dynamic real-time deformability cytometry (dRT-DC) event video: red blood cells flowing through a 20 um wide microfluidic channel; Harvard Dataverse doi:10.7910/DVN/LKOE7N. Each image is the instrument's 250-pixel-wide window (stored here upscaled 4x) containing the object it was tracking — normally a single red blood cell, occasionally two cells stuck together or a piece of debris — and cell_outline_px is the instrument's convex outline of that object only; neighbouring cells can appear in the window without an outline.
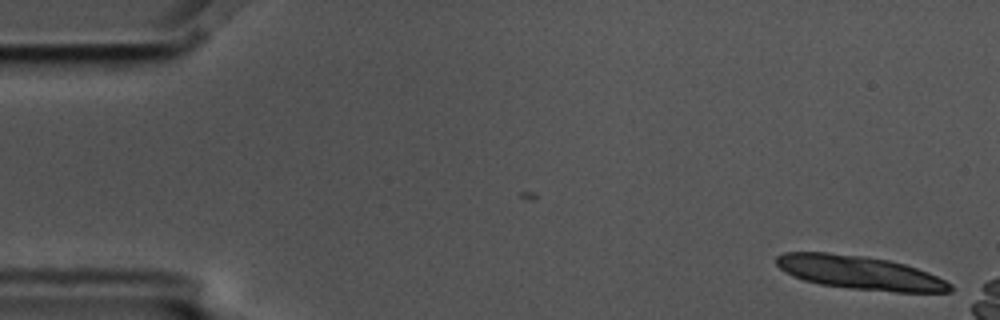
{"species": "common noctule bat (a hibernating species)", "species_latin": "Nyctalus noctula", "temperature_condition": "cold", "stored_images_in_passage": 4, "camera_frame_rate_fps": 3000, "um_per_image_px": 0.085, "animal": {"sex": "male", "body_mass_g": 17.5, "forearm_length_mm": 52.3}, "frame": {"image": 1, "passage_image": 1, "time_ms": 0.0, "image_size_px": [1000, 320], "cell_outline_px": [[952, 292], [896, 292], [848, 288], [820, 284], [804, 280], [784, 272], [776, 264], [776, 256], [784, 252], [828, 252], [864, 256], [888, 260], [904, 264], [928, 272], [952, 284]], "centroid_in_image_um": [73.07, 23.17], "position_along_channel_um": 11.9, "area_um2": 33.99}}